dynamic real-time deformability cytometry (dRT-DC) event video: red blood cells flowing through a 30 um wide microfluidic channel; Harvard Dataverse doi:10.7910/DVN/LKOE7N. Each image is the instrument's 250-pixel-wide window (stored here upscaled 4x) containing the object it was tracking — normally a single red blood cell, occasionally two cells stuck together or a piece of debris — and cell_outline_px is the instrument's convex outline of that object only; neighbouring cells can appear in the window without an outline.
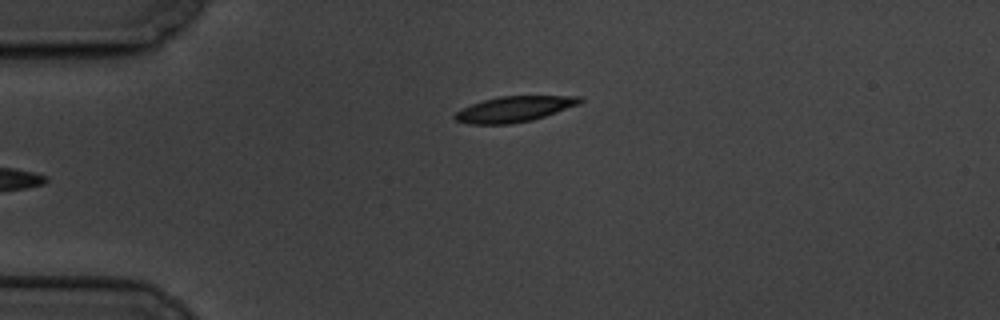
{"species": "common noctule bat (a hibernating species)", "species_latin": "Nyctalus noctula", "temperature_condition": "cold", "stored_images_in_passage": 2, "camera_frame_rate_fps": 3000, "um_per_image_px": 0.085, "animal": {"sex": "male", "body_mass_g": 19.5, "forearm_length_mm": 54.6}, "frame": {"image": 1, "passage_image": 2, "time_ms": 1.333, "image_size_px": [1000, 320], "cell_outline_px": [[584, 100], [580, 104], [532, 120], [512, 124], [468, 124], [456, 120], [452, 116], [460, 108], [484, 100], [500, 96], [580, 96]], "centroid_in_image_um": [43.69, 9.27], "position_along_channel_um": 41.3, "area_um2": 18.67}}